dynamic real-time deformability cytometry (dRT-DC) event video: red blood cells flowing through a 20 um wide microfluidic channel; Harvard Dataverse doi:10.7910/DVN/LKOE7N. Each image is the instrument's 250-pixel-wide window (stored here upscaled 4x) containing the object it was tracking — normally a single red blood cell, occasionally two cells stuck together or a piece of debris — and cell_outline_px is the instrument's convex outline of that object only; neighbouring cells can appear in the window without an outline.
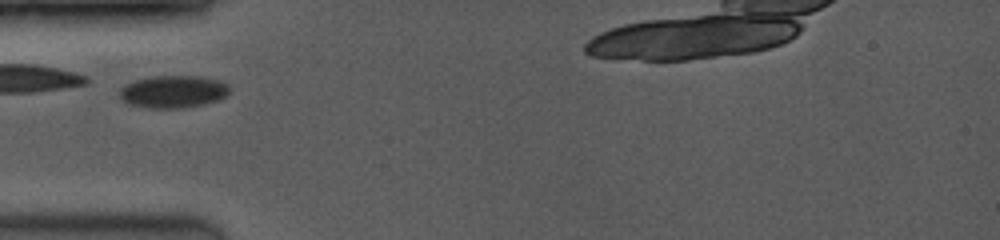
{"species": "common noctule bat (a hibernating species)", "species_latin": "Nyctalus noctula", "temperature_condition": "room temperature", "stored_images_in_passage": 18, "camera_frame_rate_fps": 3500, "um_per_image_px": 0.085, "animal": {"sex": "female", "body_mass_g": 19.0, "forearm_length_mm": 53.3}, "frame": {"image": 1, "passage_image": 1, "time_ms": 0.0, "image_size_px": [1000, 240], "cell_outline_px": [[228, 96], [220, 100], [204, 104], [180, 108], [148, 108], [128, 104], [120, 100], [120, 88], [124, 84], [136, 80], [152, 76], [200, 76], [220, 80], [228, 84]], "centroid_in_image_um": [14.72, 7.79], "position_along_channel_um": 70.3, "area_um2": 21.04}}